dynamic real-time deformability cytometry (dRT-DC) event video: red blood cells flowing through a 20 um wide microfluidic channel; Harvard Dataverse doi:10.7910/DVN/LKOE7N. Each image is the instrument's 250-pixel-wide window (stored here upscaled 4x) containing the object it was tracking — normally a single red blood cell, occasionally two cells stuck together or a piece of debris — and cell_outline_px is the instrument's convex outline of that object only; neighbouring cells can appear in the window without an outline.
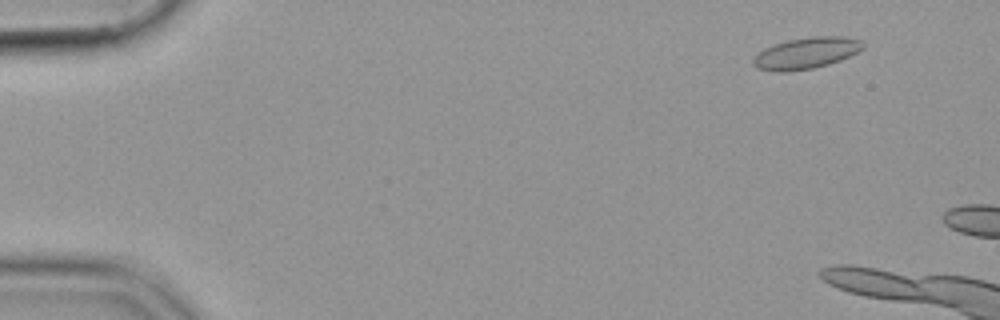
{"species": "common noctule bat (a hibernating species)", "species_latin": "Nyctalus noctula", "temperature_condition": "cold", "stored_images_in_passage": 6, "camera_frame_rate_fps": 3000, "um_per_image_px": 0.085, "animal": {"sex": "female", "body_mass_g": 19.9}, "frame": {"image": 1, "passage_image": 2, "time_ms": 0.333, "image_size_px": [1000, 320], "cell_outline_px": [[864, 48], [840, 60], [828, 64], [812, 68], [788, 72], [776, 72], [756, 68], [752, 64], [752, 60], [764, 48], [788, 40], [812, 36], [844, 36], [860, 40], [864, 44]], "centroid_in_image_um": [68.51, 4.52], "position_along_channel_um": 16.5, "area_um2": 19.94}}